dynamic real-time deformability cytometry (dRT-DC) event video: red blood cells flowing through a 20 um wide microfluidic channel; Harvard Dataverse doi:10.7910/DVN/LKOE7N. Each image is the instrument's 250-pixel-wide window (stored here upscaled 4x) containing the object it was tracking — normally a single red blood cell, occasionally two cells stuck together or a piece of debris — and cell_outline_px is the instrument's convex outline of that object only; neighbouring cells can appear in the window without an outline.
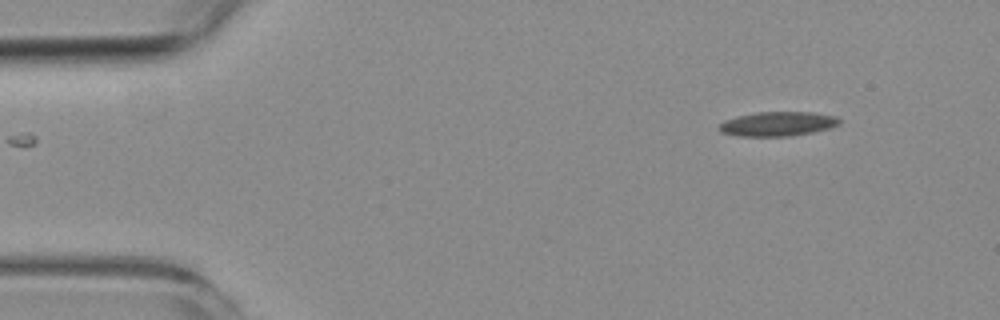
{"species": "common noctule bat (a hibernating species)", "species_latin": "Nyctalus noctula", "temperature_condition": "room temperature", "stored_images_in_passage": 4, "camera_frame_rate_fps": 3000, "um_per_image_px": 0.085, "animal": {"sex": "female", "body_mass_g": 19.3, "forearm_length_mm": 54.1}, "frame": {"image": 1, "passage_image": 1, "time_ms": 0.0, "image_size_px": [1000, 320], "cell_outline_px": [[840, 124], [828, 128], [812, 132], [788, 136], [740, 136], [720, 132], [716, 128], [724, 120], [736, 116], [756, 112], [812, 112], [836, 116], [840, 120]], "centroid_in_image_um": [66.06, 10.52], "position_along_channel_um": 18.9, "area_um2": 17.11}}
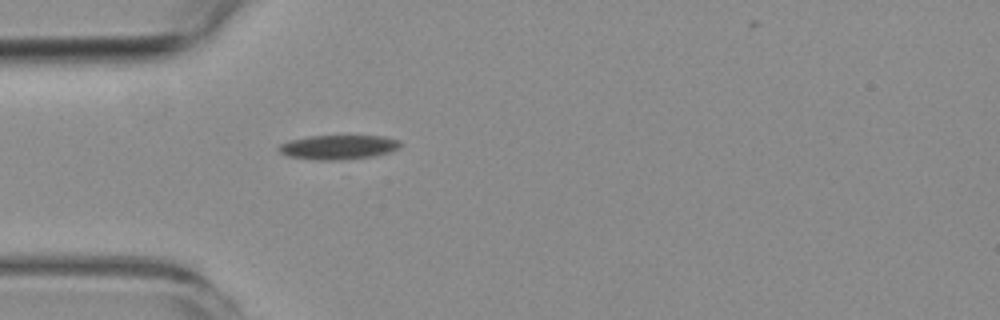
{"frame": {"image": 2, "passage_image": 4, "time_ms": 3.333, "image_size_px": [1000, 320], "cell_outline_px": [[400, 148], [388, 152], [372, 156], [344, 160], [316, 160], [288, 156], [280, 152], [276, 148], [280, 144], [288, 140], [308, 136], [380, 136], [400, 140]], "centroid_in_image_um": [28.71, 12.51], "position_along_channel_um": 56.3, "area_um2": 17.28}}